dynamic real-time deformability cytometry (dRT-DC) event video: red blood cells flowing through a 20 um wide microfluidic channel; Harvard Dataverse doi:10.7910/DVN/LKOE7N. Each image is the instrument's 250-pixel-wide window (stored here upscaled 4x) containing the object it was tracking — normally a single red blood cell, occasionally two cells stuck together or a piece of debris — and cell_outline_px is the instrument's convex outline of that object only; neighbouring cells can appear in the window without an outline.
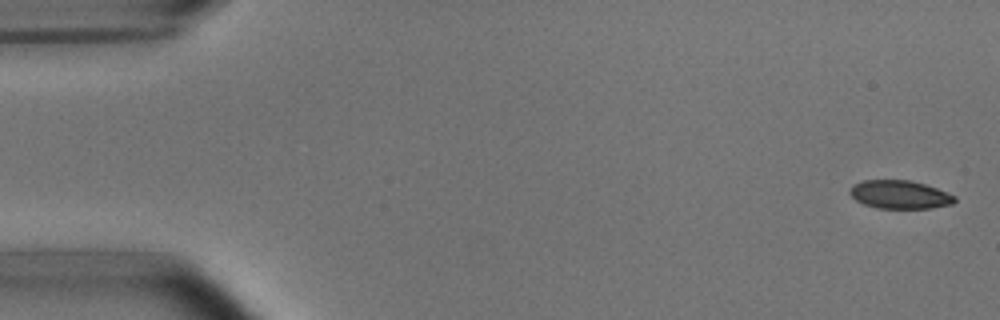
{"species": "common noctule bat (a hibernating species)", "species_latin": "Nyctalus noctula", "temperature_condition": "room temperature", "stored_images_in_passage": 5, "camera_frame_rate_fps": 3000, "um_per_image_px": 0.085, "animal": {"sex": "male", "body_mass_g": 15.6}, "frame": {"image": 1, "passage_image": 1, "time_ms": 0.0, "image_size_px": [1000, 320], "cell_outline_px": [[956, 200], [952, 204], [932, 208], [876, 208], [864, 204], [856, 200], [848, 192], [852, 184], [864, 180], [912, 180], [936, 188], [956, 196]], "centroid_in_image_um": [76.46, 16.53], "position_along_channel_um": 8.5, "area_um2": 17.34}}
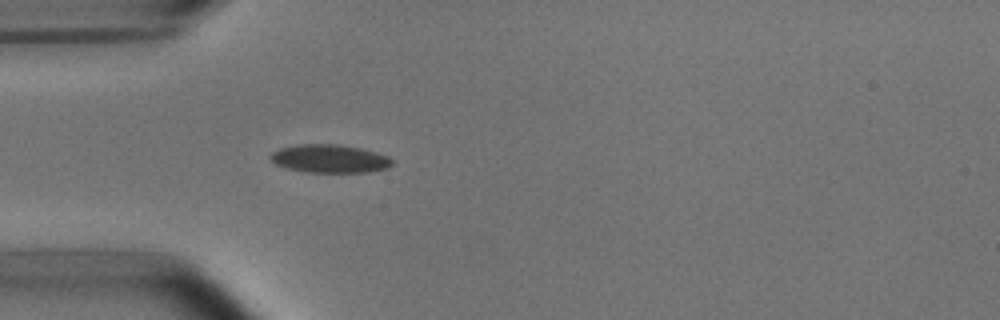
{"frame": {"image": 2, "passage_image": 5, "time_ms": 4.667, "image_size_px": [1000, 320], "cell_outline_px": [[392, 164], [388, 168], [368, 172], [304, 172], [284, 168], [276, 164], [268, 156], [272, 152], [280, 148], [300, 144], [336, 144], [360, 148], [376, 152], [388, 156], [392, 160]], "centroid_in_image_um": [28.0, 13.49], "position_along_channel_um": 57.0, "area_um2": 20.06}}